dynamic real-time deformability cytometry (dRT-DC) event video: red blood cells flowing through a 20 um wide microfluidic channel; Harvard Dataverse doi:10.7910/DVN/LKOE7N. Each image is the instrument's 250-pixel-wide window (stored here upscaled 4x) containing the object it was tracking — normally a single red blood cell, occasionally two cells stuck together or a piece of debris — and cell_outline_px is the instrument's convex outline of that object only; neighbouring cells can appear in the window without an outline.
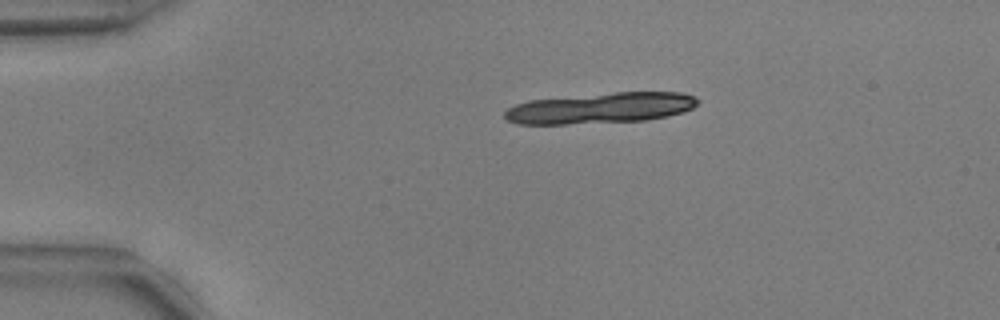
{"species": "common noctule bat (a hibernating species)", "species_latin": "Nyctalus noctula", "temperature_condition": "warm", "stored_images_in_passage": 10, "camera_frame_rate_fps": 3000, "um_per_image_px": 0.085, "animal": {"sex": "male", "body_mass_g": 17.9, "forearm_length_mm": 54.2}, "frame": {"image": 1, "passage_image": 1, "time_ms": 0.0, "image_size_px": [1000, 320], "cell_outline_px": [[700, 100], [692, 108], [684, 112], [668, 116], [648, 120], [564, 124], [516, 124], [508, 120], [504, 116], [504, 112], [508, 108], [516, 104], [528, 100], [616, 92], [684, 92], [696, 96]], "centroid_in_image_um": [51.08, 9.18], "position_along_channel_um": 33.9, "area_um2": 34.74}}